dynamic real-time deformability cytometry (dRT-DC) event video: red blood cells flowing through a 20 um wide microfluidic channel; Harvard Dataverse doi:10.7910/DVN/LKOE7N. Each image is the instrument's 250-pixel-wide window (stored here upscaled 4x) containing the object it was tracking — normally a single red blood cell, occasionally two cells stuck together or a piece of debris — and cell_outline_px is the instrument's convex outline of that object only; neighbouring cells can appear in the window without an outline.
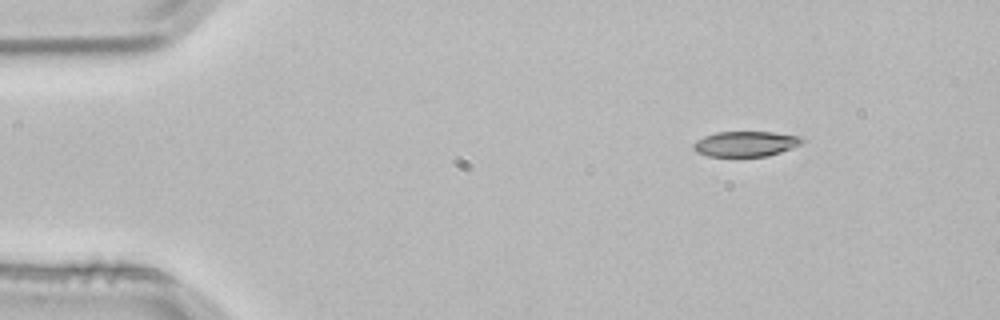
{"species": "common noctule bat (a hibernating species)", "species_latin": "Nyctalus noctula", "temperature_condition": "room temperature", "stored_images_in_passage": 4, "segment_of_instrument_passage": [2, 2], "camera_frame_rate_fps": 3000, "um_per_image_px": 0.085, "animal": {"sex": "male", "body_mass_g": 21.5, "forearm_length_mm": 52.0}, "frame": {"image": 1, "passage_image": 4, "time_ms": 1.0, "image_size_px": [1000, 320], "cell_outline_px": [[808, 140], [792, 148], [768, 156], [708, 156], [696, 152], [692, 148], [692, 144], [696, 140], [704, 136], [716, 132], [772, 132], [804, 136]], "centroid_in_image_um": [63.41, 12.22], "position_along_channel_um": 21.6, "area_um2": 16.24}}